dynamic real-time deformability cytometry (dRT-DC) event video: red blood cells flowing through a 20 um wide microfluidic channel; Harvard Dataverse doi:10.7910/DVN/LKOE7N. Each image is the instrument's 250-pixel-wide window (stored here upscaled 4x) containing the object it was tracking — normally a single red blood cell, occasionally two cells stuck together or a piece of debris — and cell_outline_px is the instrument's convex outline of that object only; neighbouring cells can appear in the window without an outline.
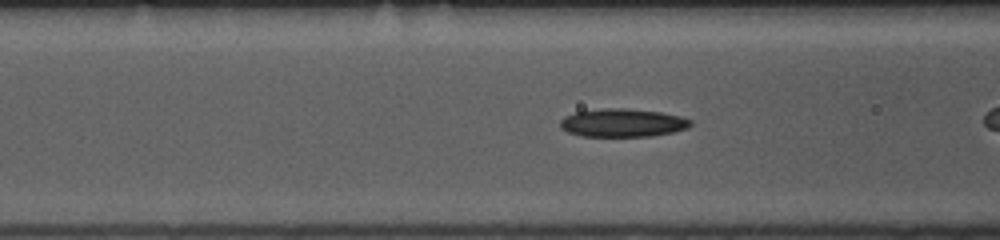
{"species": "common noctule bat (a hibernating species)", "species_latin": "Nyctalus noctula", "temperature_condition": "room temperature", "stored_images_in_passage": 27, "camera_frame_rate_fps": 3000, "um_per_image_px": 0.085, "animal": {"sex": "female", "body_mass_g": 10.0, "forearm_length_mm": 53.1}, "frame": {"image": 1, "passage_image": 5, "time_ms": 1.333, "image_size_px": [1000, 240], "cell_outline_px": [[692, 124], [688, 128], [672, 132], [652, 136], [580, 136], [568, 132], [560, 128], [560, 120], [564, 116], [576, 112], [604, 108], [624, 108], [660, 112], [680, 116], [692, 120]], "centroid_in_image_um": [52.91, 10.44], "position_along_channel_um": 113.7, "area_um2": 21.44}}
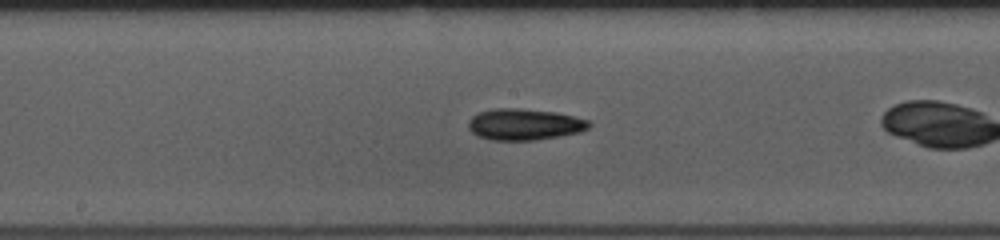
{"frame": {"image": 2, "passage_image": 12, "time_ms": 3.667, "image_size_px": [1000, 240], "cell_outline_px": [[592, 124], [588, 128], [580, 132], [560, 136], [532, 140], [492, 140], [476, 136], [468, 128], [468, 120], [472, 116], [480, 112], [496, 108], [516, 108], [556, 112], [588, 120]], "centroid_in_image_um": [44.55, 10.57], "position_along_channel_um": 203.6, "area_um2": 22.02}}